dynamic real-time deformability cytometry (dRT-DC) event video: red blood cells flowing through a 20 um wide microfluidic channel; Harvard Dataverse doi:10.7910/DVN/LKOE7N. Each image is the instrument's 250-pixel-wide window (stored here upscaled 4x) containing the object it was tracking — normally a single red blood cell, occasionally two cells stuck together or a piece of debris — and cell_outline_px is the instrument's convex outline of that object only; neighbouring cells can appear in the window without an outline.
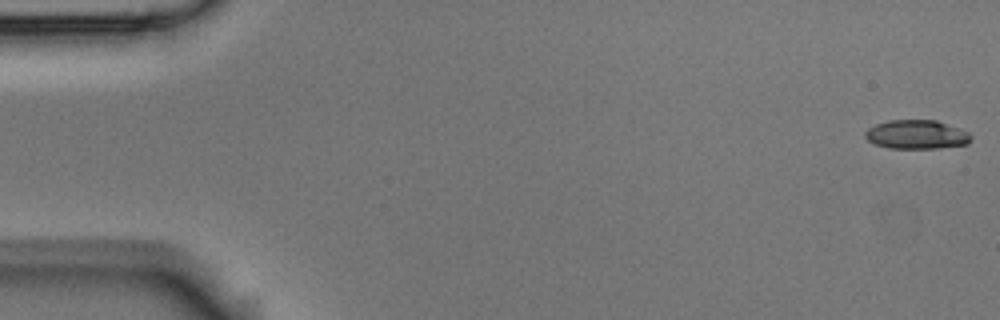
{"species": "Egyptian fruit bat (a non-hibernating species)", "species_latin": "Rousettus aegyptiacus", "temperature_condition": "room temperature", "stored_images_in_passage": 11, "camera_frame_rate_fps": 3000, "um_per_image_px": 0.085, "animal": {"sex": "male"}, "frame": {"image": 1, "passage_image": 1, "time_ms": 0.0, "image_size_px": [1000, 320], "cell_outline_px": [[972, 140], [968, 144], [940, 148], [888, 148], [876, 144], [868, 140], [864, 136], [864, 132], [868, 128], [876, 124], [888, 120], [936, 120], [960, 128], [968, 132], [972, 136]], "centroid_in_image_um": [77.93, 11.43], "position_along_channel_um": 7.1, "area_um2": 17.98}}
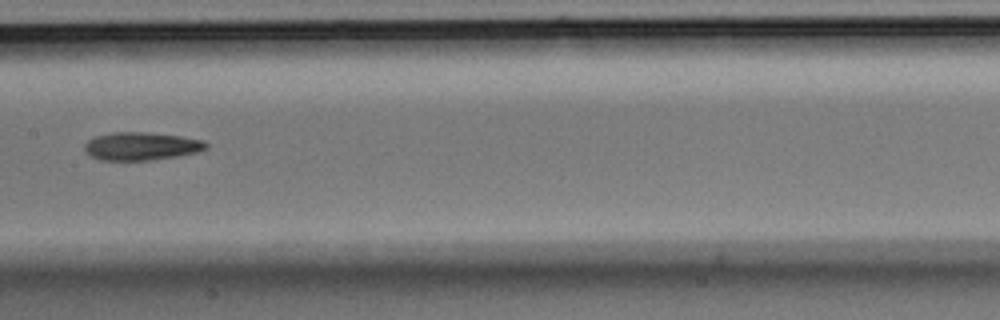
{"frame": {"image": 2, "passage_image": 8, "time_ms": 2.333, "image_size_px": [1000, 320], "cell_outline_px": [[208, 148], [196, 152], [176, 156], [152, 160], [100, 160], [92, 156], [84, 148], [84, 144], [88, 140], [96, 136], [112, 132], [148, 132], [180, 136], [204, 140], [208, 144]], "centroid_in_image_um": [12.02, 12.42], "position_along_channel_um": 195.4, "area_um2": 19.77}}
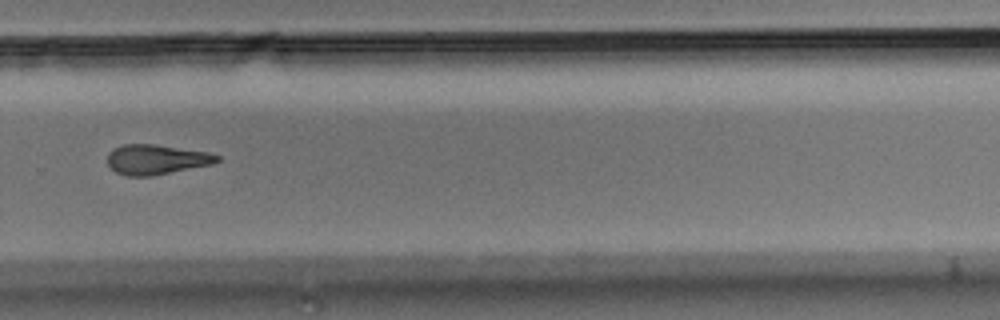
{"frame": {"image": 3, "passage_image": 11, "time_ms": 3.333, "image_size_px": [1000, 320], "cell_outline_px": [[220, 160], [212, 164], [152, 176], [128, 176], [116, 172], [108, 164], [108, 152], [112, 148], [124, 144], [156, 144], [208, 152], [220, 156]], "centroid_in_image_um": [13.28, 13.55], "position_along_channel_um": 316.5, "area_um2": 19.13}}